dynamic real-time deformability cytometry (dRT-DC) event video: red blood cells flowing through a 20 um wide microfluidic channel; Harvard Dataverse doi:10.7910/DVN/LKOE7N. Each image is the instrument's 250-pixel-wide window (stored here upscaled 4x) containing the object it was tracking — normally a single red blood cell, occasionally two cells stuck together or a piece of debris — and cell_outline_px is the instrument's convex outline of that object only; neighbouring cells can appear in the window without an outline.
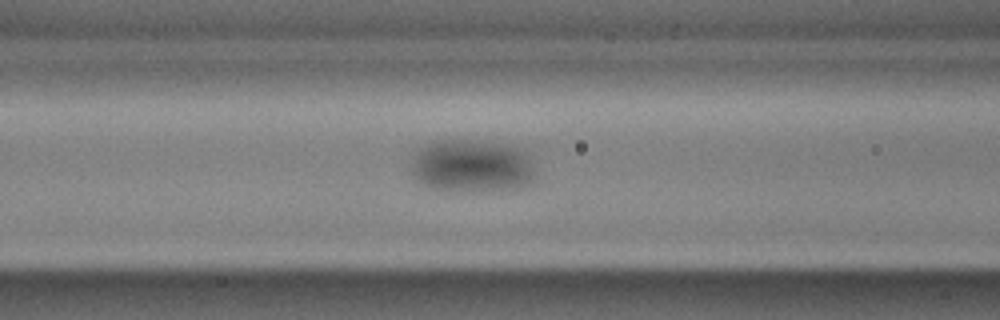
{"species": "common noctule bat (a hibernating species)", "species_latin": "Nyctalus noctula", "temperature_condition": "cold", "stored_images_in_passage": 39, "camera_frame_rate_fps": 3000, "um_per_image_px": 0.085, "animal": {"sex": "male", "body_mass_g": 17.9, "forearm_length_mm": 54.2}, "frame": {"image": 1, "passage_image": 5, "time_ms": 1.333, "image_size_px": [1000, 320], "cell_outline_px": [[532, 184], [516, 188], [472, 192], [436, 188], [420, 180], [412, 172], [412, 164], [420, 148], [440, 140], [464, 140], [492, 144], [516, 148], [524, 156], [532, 172]], "centroid_in_image_um": [40.07, 14.14], "position_along_channel_um": 126.5, "area_um2": 36.36}}
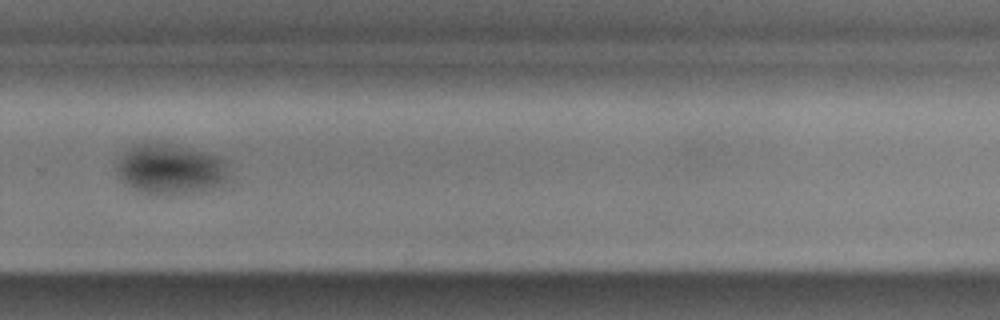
{"frame": {"image": 2, "passage_image": 21, "time_ms": 6.667, "image_size_px": [1000, 320], "cell_outline_px": [[228, 176], [224, 184], [220, 188], [200, 192], [168, 196], [152, 196], [128, 184], [116, 172], [116, 164], [124, 152], [136, 144], [160, 144], [200, 152], [216, 156], [224, 160]], "centroid_in_image_um": [14.51, 14.46], "position_along_channel_um": 315.3, "area_um2": 32.43}}
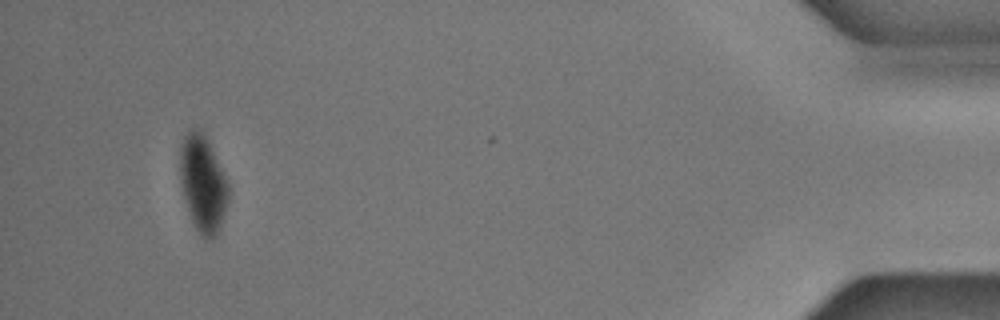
{"frame": {"image": 3, "passage_image": 36, "time_ms": 11.667, "image_size_px": [1000, 320], "cell_outline_px": [[228, 200], [216, 236], [212, 240], [204, 240], [196, 228], [192, 220], [180, 184], [180, 144], [184, 136], [192, 128], [200, 128], [228, 184]], "centroid_in_image_um": [17.21, 15.64], "position_along_channel_um": 418.0, "area_um2": 26.53}}